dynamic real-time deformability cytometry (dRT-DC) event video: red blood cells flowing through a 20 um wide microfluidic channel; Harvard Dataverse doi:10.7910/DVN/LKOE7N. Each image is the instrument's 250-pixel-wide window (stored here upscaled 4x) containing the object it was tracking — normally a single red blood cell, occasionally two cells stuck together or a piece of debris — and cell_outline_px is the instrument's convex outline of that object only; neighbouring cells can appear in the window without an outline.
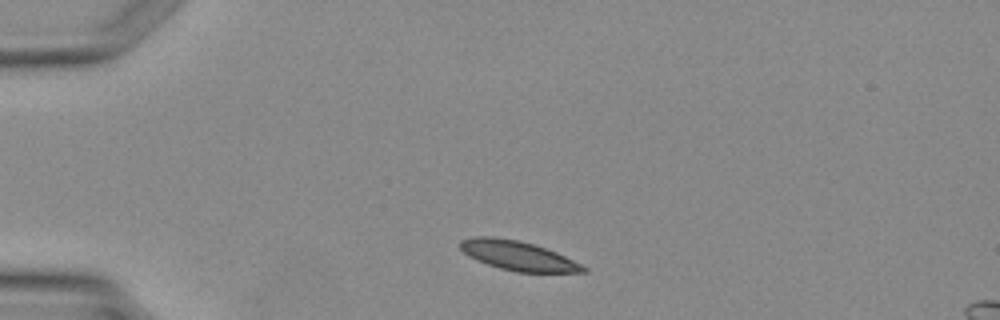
{"species": "Egyptian fruit bat (a non-hibernating species)", "species_latin": "Rousettus aegyptiacus", "temperature_condition": "warm", "stored_images_in_passage": 2, "camera_frame_rate_fps": 3000, "um_per_image_px": 0.085, "animal": {"sex": "female"}, "frame": {"image": 1, "passage_image": 1, "time_ms": 0.0, "image_size_px": [1000, 320], "cell_outline_px": [[588, 272], [516, 272], [500, 268], [488, 264], [468, 256], [456, 244], [460, 240], [476, 236], [484, 236], [516, 240], [532, 244], [556, 252], [588, 268]], "centroid_in_image_um": [43.99, 21.73], "position_along_channel_um": 41.0, "area_um2": 20.75}}